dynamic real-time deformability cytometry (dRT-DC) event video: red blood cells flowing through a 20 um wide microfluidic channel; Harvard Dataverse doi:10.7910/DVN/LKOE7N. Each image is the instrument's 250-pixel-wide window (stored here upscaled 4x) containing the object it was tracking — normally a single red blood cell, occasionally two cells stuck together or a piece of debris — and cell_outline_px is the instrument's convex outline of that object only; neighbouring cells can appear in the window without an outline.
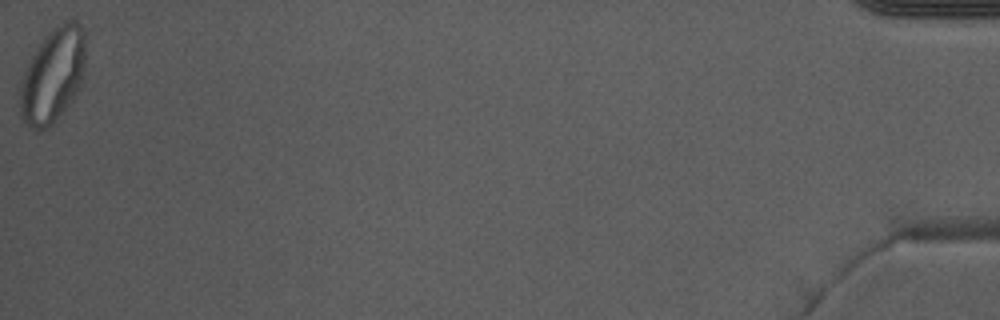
{"species": "Egyptian fruit bat (a non-hibernating species)", "species_latin": "Rousettus aegyptiacus", "temperature_condition": "warm", "stored_images_in_passage": 43, "camera_frame_rate_fps": 3000, "um_per_image_px": 0.085, "animal": {"sex": "male"}, "frame": {"image": 1, "passage_image": 43, "time_ms": 14.0, "image_size_px": [1000, 320], "cell_outline_px": [[84, 76], [76, 92], [52, 124], [48, 128], [40, 132], [36, 132], [20, 116], [20, 88], [24, 72], [28, 60], [44, 36], [56, 24], [64, 20], [72, 20], [80, 24], [84, 32]], "centroid_in_image_um": [4.47, 6.37], "position_along_channel_um": 430.7, "area_um2": 36.01}}